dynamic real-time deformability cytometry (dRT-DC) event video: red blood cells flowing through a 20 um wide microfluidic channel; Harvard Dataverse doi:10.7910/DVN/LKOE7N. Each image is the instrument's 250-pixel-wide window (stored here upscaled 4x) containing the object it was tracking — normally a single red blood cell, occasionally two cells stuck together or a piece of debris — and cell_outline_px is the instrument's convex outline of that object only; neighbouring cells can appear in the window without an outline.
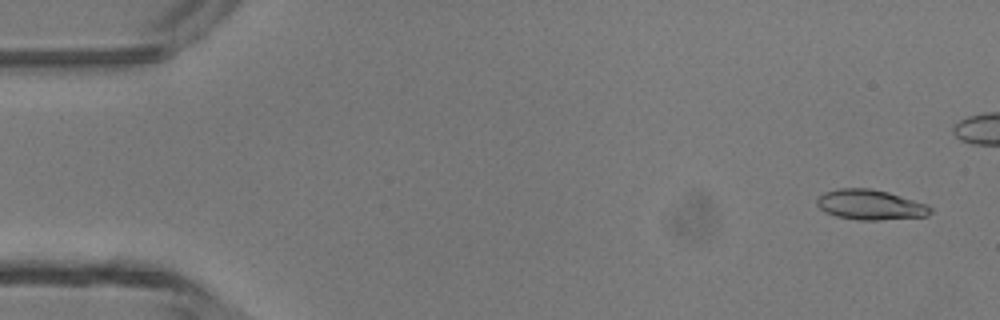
{"species": "common noctule bat (a hibernating species)", "species_latin": "Nyctalus noctula", "temperature_condition": "room temperature", "stored_images_in_passage": 3, "camera_frame_rate_fps": 3000, "um_per_image_px": 0.085, "animal": {"sex": "male", "body_mass_g": 13.3}, "frame": {"image": 1, "passage_image": 2, "time_ms": 0.333, "image_size_px": [1000, 320], "cell_outline_px": [[932, 212], [924, 216], [880, 220], [856, 220], [836, 216], [824, 212], [816, 204], [816, 200], [824, 192], [836, 188], [868, 188], [888, 192], [928, 204], [932, 208]], "centroid_in_image_um": [73.95, 17.4], "position_along_channel_um": 11.0, "area_um2": 20.0}}